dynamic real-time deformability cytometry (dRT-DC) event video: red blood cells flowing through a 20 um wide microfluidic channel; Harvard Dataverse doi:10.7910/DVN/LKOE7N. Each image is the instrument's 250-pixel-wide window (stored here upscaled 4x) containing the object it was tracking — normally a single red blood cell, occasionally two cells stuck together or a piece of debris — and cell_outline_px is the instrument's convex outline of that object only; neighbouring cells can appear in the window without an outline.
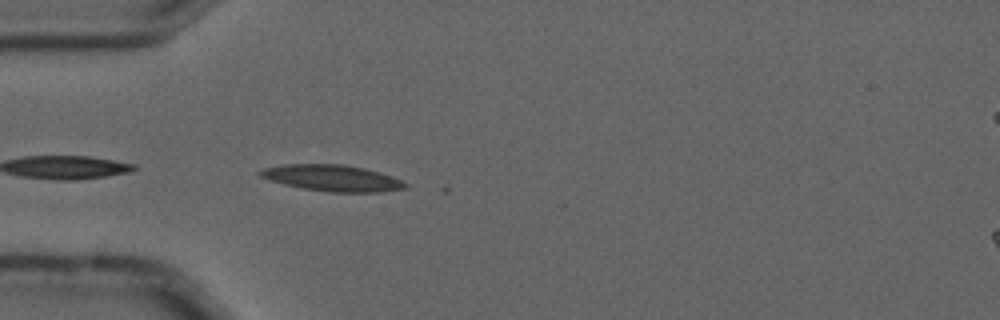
{"species": "common noctule bat (a hibernating species)", "species_latin": "Nyctalus noctula", "temperature_condition": "cold", "stored_images_in_passage": 7, "camera_frame_rate_fps": 3000, "um_per_image_px": 0.085, "animal": {"sex": "male", "forearm_length_mm": 52.5}, "frame": {"image": 1, "passage_image": 5, "time_ms": 1.333, "image_size_px": [1000, 320], "cell_outline_px": [[408, 188], [380, 192], [328, 192], [304, 188], [284, 184], [260, 176], [256, 172], [264, 168], [284, 164], [344, 164], [364, 168], [380, 172], [392, 176], [408, 184]], "centroid_in_image_um": [28.27, 15.13], "position_along_channel_um": 56.7, "area_um2": 22.2}}